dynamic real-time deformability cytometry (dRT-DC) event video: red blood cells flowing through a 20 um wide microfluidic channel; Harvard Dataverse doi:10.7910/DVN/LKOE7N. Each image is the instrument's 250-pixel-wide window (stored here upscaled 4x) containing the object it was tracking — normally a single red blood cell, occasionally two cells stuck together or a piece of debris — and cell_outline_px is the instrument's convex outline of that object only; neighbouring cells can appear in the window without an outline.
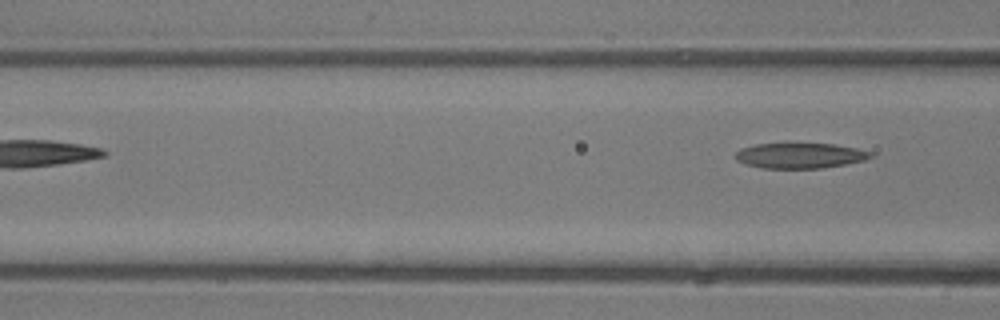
{"species": "common noctule bat (a hibernating species)", "species_latin": "Nyctalus noctula", "temperature_condition": "room temperature", "stored_images_in_passage": 4, "camera_frame_rate_fps": 3000, "um_per_image_px": 0.085, "animal": {"sex": "male", "body_mass_g": 13.3}, "frame": {"image": 1, "passage_image": 4, "time_ms": 1.0, "image_size_px": [1000, 320], "cell_outline_px": [[872, 156], [864, 160], [824, 168], [760, 168], [744, 164], [736, 160], [732, 156], [740, 148], [756, 144], [784, 140], [836, 144], [856, 148], [872, 152]], "centroid_in_image_um": [67.9, 13.17], "position_along_channel_um": 98.7, "area_um2": 21.15}}